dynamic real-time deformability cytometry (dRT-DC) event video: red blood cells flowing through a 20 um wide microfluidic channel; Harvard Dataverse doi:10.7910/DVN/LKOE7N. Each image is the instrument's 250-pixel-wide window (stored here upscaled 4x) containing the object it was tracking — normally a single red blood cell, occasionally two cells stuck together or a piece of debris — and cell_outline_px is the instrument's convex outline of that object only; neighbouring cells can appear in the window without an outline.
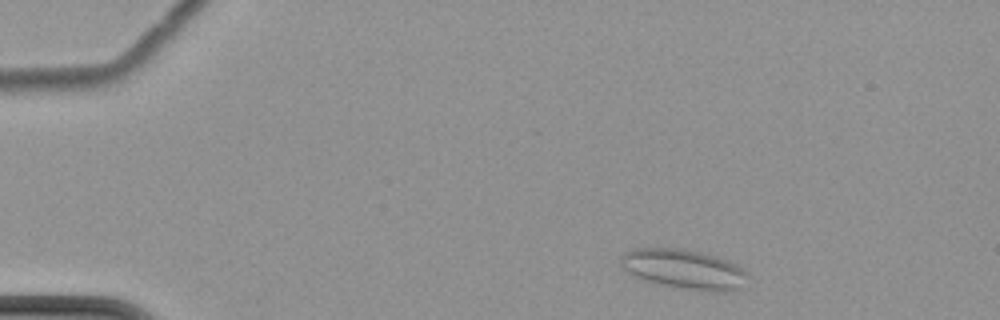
{"species": "common noctule bat (a hibernating species)", "species_latin": "Nyctalus noctula", "temperature_condition": "cold", "stored_images_in_passage": 4, "camera_frame_rate_fps": 3000, "um_per_image_px": 0.085, "animal": {"sex": "female", "body_mass_g": 22.7, "forearm_length_mm": 54.2}, "frame": {"image": 1, "passage_image": 1, "time_ms": 0.0, "image_size_px": [1000, 320], "cell_outline_px": [[752, 276], [740, 288], [728, 292], [716, 292], [684, 288], [660, 284], [644, 280], [628, 272], [620, 264], [620, 256], [624, 252], [636, 248], [684, 248], [716, 256], [736, 264], [748, 272]], "centroid_in_image_um": [58.18, 22.87], "position_along_channel_um": 26.8, "area_um2": 29.54}}